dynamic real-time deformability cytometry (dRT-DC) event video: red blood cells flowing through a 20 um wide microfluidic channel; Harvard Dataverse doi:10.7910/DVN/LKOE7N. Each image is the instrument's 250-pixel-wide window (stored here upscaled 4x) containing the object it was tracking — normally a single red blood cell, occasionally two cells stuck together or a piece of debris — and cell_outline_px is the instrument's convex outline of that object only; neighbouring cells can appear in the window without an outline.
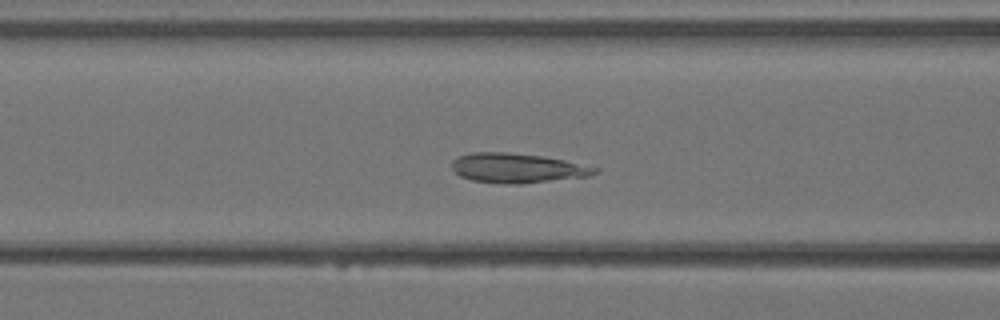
{"species": "Egyptian fruit bat (a non-hibernating species)", "species_latin": "Rousettus aegyptiacus", "temperature_condition": "warm", "stored_images_in_passage": 35, "camera_frame_rate_fps": 3000, "um_per_image_px": 0.085, "animal": {"sex": "female"}, "frame": {"image": 1, "passage_image": 13, "time_ms": 4.0, "image_size_px": [1000, 320], "cell_outline_px": [[600, 172], [588, 176], [520, 184], [512, 184], [472, 180], [460, 176], [452, 168], [452, 160], [460, 156], [472, 152], [508, 152], [544, 156], [564, 160], [600, 168]], "centroid_in_image_um": [43.99, 14.28], "position_along_channel_um": 122.6, "area_um2": 24.57}}
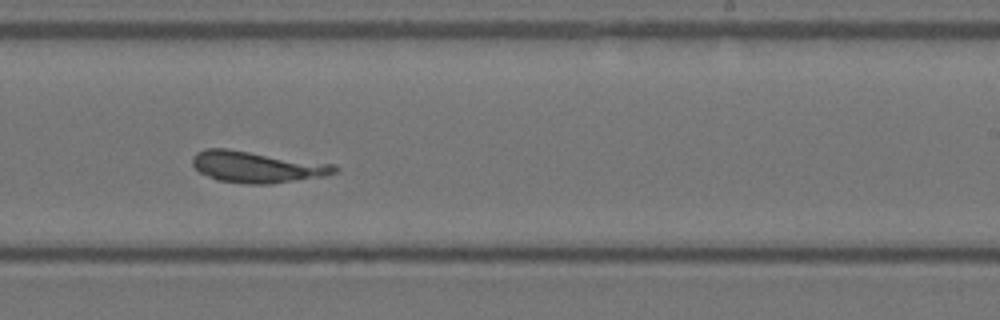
{"frame": {"image": 2, "passage_image": 21, "time_ms": 6.667, "image_size_px": [1000, 320], "cell_outline_px": [[340, 168], [336, 172], [324, 176], [272, 184], [248, 184], [216, 180], [200, 172], [192, 164], [192, 156], [196, 152], [204, 148], [228, 148], [336, 164]], "centroid_in_image_um": [21.84, 14.17], "position_along_channel_um": 267.2, "area_um2": 26.36}}
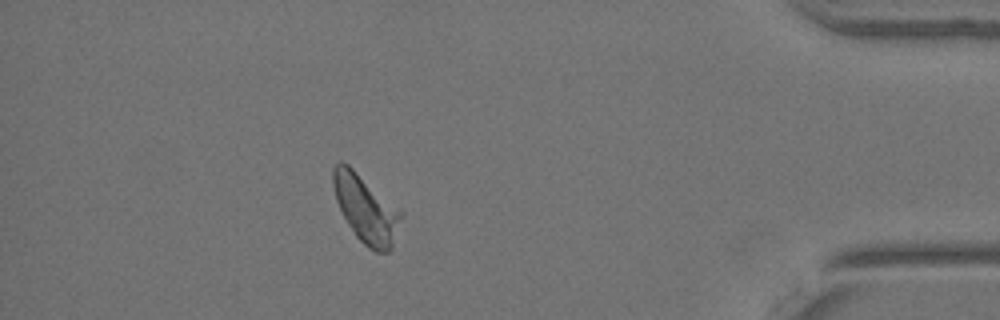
{"frame": {"image": 3, "passage_image": 31, "time_ms": 10.0, "image_size_px": [1000, 320], "cell_outline_px": [[400, 216], [392, 248], [388, 252], [376, 252], [368, 248], [356, 236], [348, 224], [336, 200], [332, 184], [332, 168], [340, 160], [348, 164], [400, 212]], "centroid_in_image_um": [31.02, 17.76], "position_along_channel_um": 404.2, "area_um2": 25.66}}